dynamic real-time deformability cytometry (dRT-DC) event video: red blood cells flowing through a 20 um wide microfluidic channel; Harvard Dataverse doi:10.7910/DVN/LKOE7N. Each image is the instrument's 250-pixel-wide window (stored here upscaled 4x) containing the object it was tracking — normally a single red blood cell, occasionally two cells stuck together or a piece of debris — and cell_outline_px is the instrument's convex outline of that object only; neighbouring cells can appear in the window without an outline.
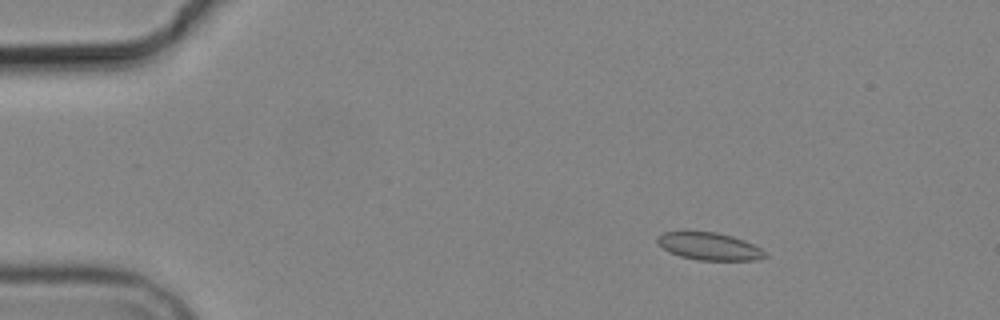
{"species": "common noctule bat (a hibernating species)", "species_latin": "Nyctalus noctula", "temperature_condition": "cold", "stored_images_in_passage": 7, "camera_frame_rate_fps": 3000, "um_per_image_px": 0.085, "animal": {"sex": "male", "body_mass_g": 19.2, "forearm_length_mm": 51.8}, "frame": {"image": 1, "passage_image": 3, "time_ms": 2.333, "image_size_px": [1000, 320], "cell_outline_px": [[768, 256], [756, 260], [696, 260], [680, 256], [664, 248], [656, 240], [656, 236], [664, 232], [684, 228], [716, 232], [732, 236], [744, 240], [760, 248]], "centroid_in_image_um": [60.22, 20.88], "position_along_channel_um": 24.8, "area_um2": 17.74}}
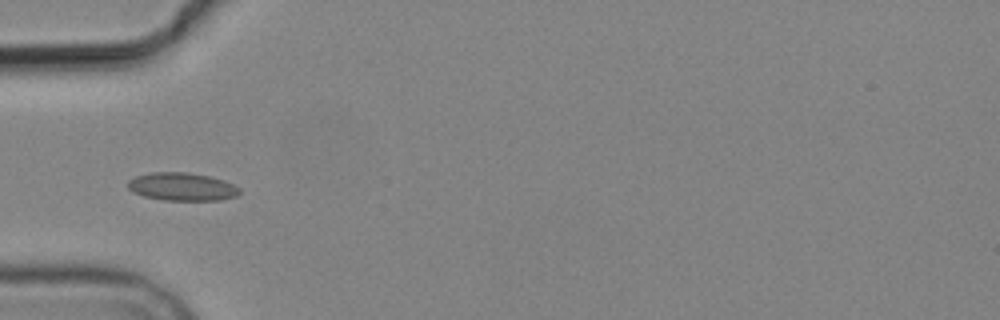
{"frame": {"image": 2, "passage_image": 6, "time_ms": 5.667, "image_size_px": [1000, 320], "cell_outline_px": [[240, 192], [236, 196], [220, 200], [164, 200], [144, 196], [132, 192], [128, 188], [128, 180], [136, 176], [152, 172], [188, 172], [208, 176], [224, 180], [240, 188]], "centroid_in_image_um": [15.46, 15.87], "position_along_channel_um": 69.5, "area_um2": 18.21}}
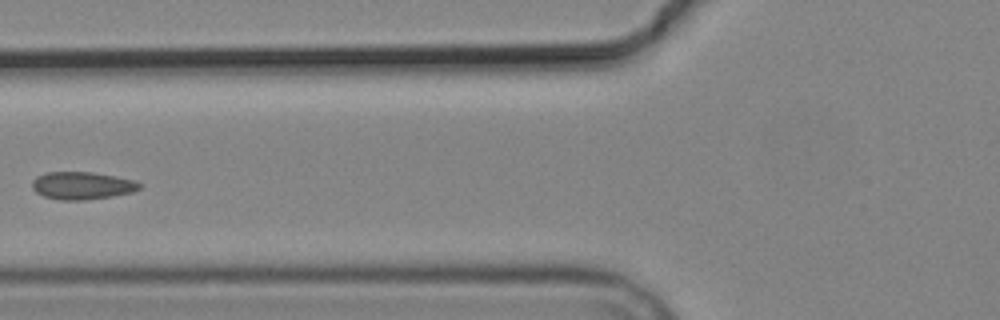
{"frame": {"image": 3, "passage_image": 7, "time_ms": 7.0, "image_size_px": [1000, 320], "cell_outline_px": [[140, 188], [132, 192], [112, 196], [84, 200], [60, 200], [44, 196], [36, 192], [32, 188], [32, 180], [36, 176], [44, 172], [92, 172], [116, 176], [136, 180], [140, 184]], "centroid_in_image_um": [6.96, 15.76], "position_along_channel_um": 118.8, "area_um2": 17.34}}